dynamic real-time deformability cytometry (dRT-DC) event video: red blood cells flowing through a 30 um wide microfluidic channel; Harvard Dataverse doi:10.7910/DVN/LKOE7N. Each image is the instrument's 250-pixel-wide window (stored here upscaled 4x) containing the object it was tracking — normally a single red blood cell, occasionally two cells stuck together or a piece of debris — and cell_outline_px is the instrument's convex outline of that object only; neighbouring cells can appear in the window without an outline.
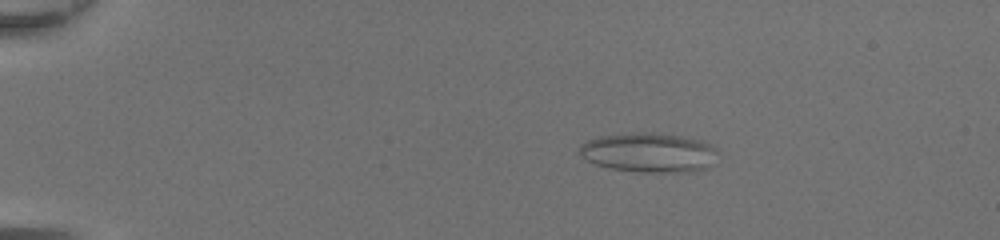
{"species": "common noctule bat (a hibernating species)", "species_latin": "Nyctalus noctula", "temperature_condition": "room temperature", "stored_images_in_passage": 49, "camera_frame_rate_fps": 3000, "um_per_image_px": 0.085, "animal": {"sex": "female", "body_mass_g": 20.0, "forearm_length_mm": 54.0}, "frame": {"image": 1, "passage_image": 10, "time_ms": 3.0, "image_size_px": [1000, 240], "cell_outline_px": [[720, 152], [716, 164], [708, 168], [692, 172], [640, 172], [612, 168], [596, 164], [580, 156], [580, 144], [596, 136], [632, 132], [652, 132], [684, 136], [704, 140], [712, 144]], "centroid_in_image_um": [55.26, 12.95], "position_along_channel_um": 29.7, "area_um2": 32.71}}
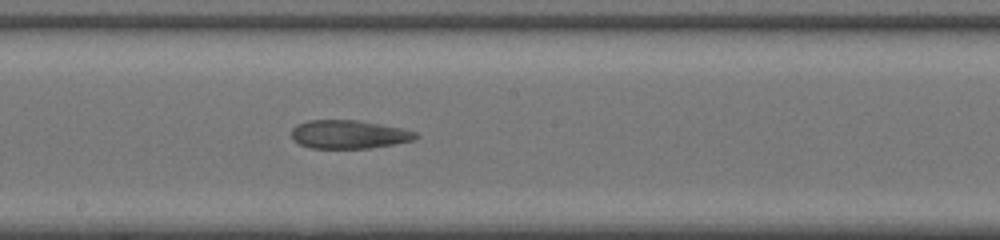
{"frame": {"image": 2, "passage_image": 29, "time_ms": 9.333, "image_size_px": [1000, 240], "cell_outline_px": [[420, 136], [416, 140], [368, 148], [312, 148], [300, 144], [292, 136], [292, 128], [296, 124], [308, 120], [360, 120], [404, 128], [416, 132]], "centroid_in_image_um": [29.7, 11.41], "position_along_channel_um": 218.5, "area_um2": 20.69}}
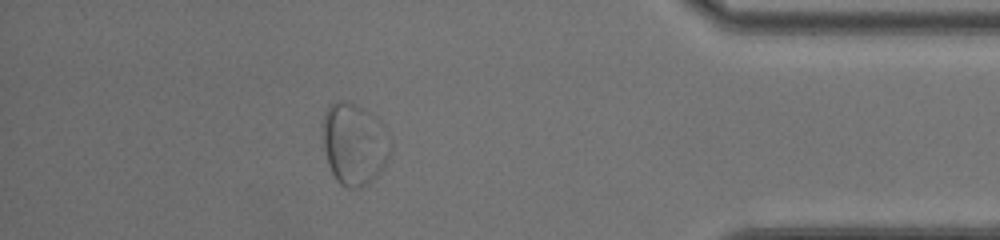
{"frame": {"image": 3, "passage_image": 44, "time_ms": 14.333, "image_size_px": [1000, 240], "cell_outline_px": [[392, 148], [384, 164], [376, 176], [372, 180], [360, 188], [348, 188], [340, 184], [336, 180], [328, 164], [324, 148], [324, 112], [328, 104], [336, 100], [348, 100], [364, 108], [376, 116], [380, 120], [392, 144]], "centroid_in_image_um": [30.11, 12.2], "position_along_channel_um": 405.1, "area_um2": 32.43}, "authors_computed_cell_mechanics": {"area_um2": 28.0908, "velocity_mm_per_s": 4.3705, "shape_relaxation_time_tau1_ms": null, "shape_relaxation_time_tau2_ms": 1.6572, "deformation_change_tau1": null, "deformation_change_tau2": 0.0951}}